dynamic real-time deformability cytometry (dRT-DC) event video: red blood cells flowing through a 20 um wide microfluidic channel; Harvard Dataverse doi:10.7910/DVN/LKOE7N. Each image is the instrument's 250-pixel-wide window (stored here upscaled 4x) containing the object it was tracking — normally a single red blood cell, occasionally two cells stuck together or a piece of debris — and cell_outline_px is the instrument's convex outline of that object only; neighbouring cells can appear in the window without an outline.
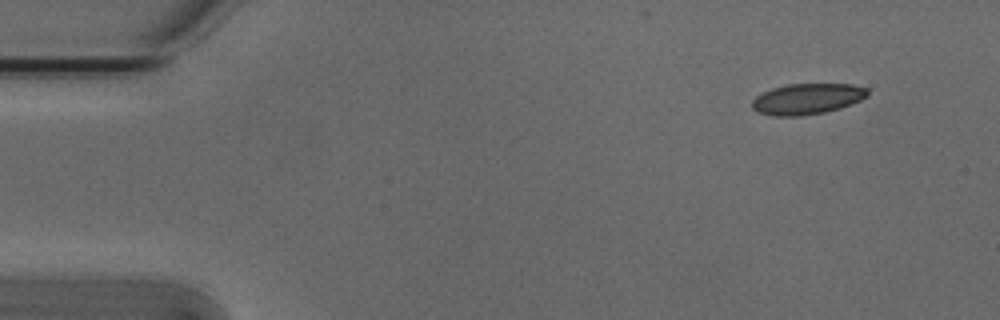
{"species": "Egyptian fruit bat (a non-hibernating species)", "species_latin": "Rousettus aegyptiacus", "temperature_condition": "cold", "stored_images_in_passage": 4, "camera_frame_rate_fps": 3000, "um_per_image_px": 0.085, "animal": {"sex": "male"}, "frame": {"image": 1, "passage_image": 1, "time_ms": 0.0, "image_size_px": [1000, 320], "cell_outline_px": [[868, 96], [852, 104], [840, 108], [824, 112], [804, 116], [776, 116], [756, 112], [752, 108], [752, 100], [756, 96], [772, 88], [788, 84], [852, 84], [868, 88]], "centroid_in_image_um": [68.61, 8.41], "position_along_channel_um": 16.4, "area_um2": 20.87}}
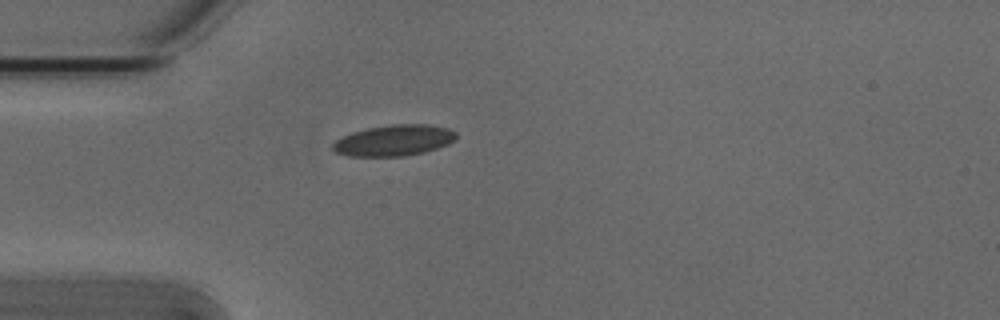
{"frame": {"image": 2, "passage_image": 4, "time_ms": 1.0, "image_size_px": [1000, 320], "cell_outline_px": [[456, 136], [448, 144], [424, 152], [404, 156], [348, 156], [336, 152], [332, 148], [332, 144], [336, 140], [352, 132], [368, 128], [392, 124], [428, 124], [448, 128], [456, 132]], "centroid_in_image_um": [33.48, 11.93], "position_along_channel_um": 51.5, "area_um2": 22.14}}